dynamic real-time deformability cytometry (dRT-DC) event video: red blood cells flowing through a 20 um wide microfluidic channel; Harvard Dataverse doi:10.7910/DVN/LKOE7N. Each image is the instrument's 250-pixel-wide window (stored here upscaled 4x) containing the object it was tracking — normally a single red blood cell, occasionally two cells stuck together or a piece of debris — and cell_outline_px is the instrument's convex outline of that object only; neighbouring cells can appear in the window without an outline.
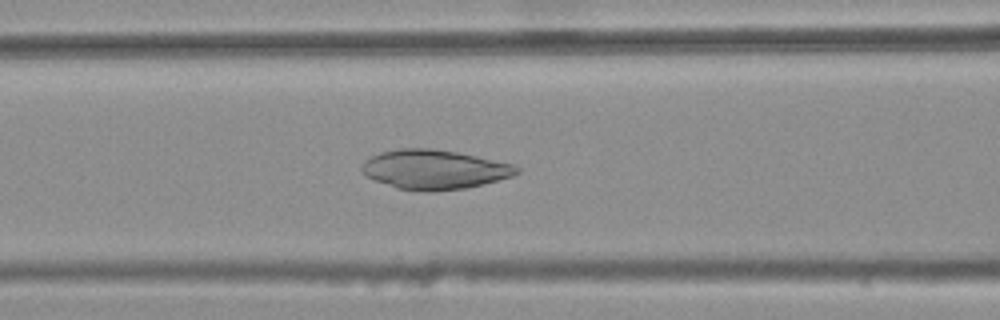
{"species": "common noctule bat (a hibernating species)", "species_latin": "Nyctalus noctula", "temperature_condition": "warm", "stored_images_in_passage": 33, "camera_frame_rate_fps": 3000, "um_per_image_px": 0.085, "animal": {"sex": "female", "body_mass_g": 25.1}, "frame": {"image": 1, "passage_image": 9, "time_ms": 2.667, "image_size_px": [1000, 320], "cell_outline_px": [[520, 172], [512, 176], [464, 188], [432, 192], [424, 192], [396, 188], [376, 180], [368, 176], [360, 168], [364, 160], [380, 152], [400, 148], [432, 148], [456, 152], [476, 156], [512, 164], [520, 168]], "centroid_in_image_um": [36.89, 14.4], "position_along_channel_um": 129.7, "area_um2": 35.32}}
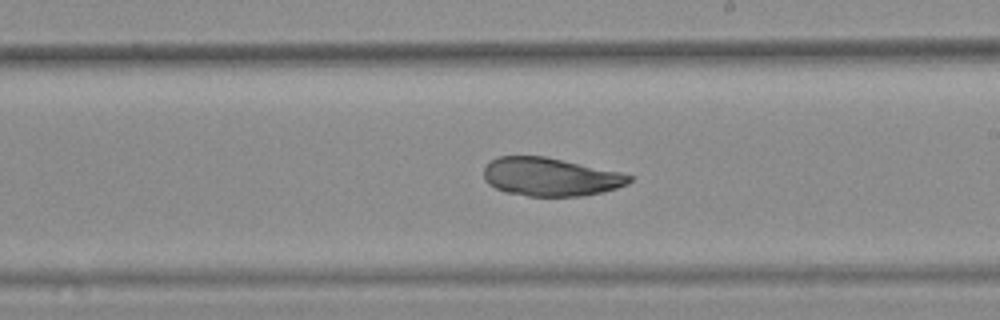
{"frame": {"image": 2, "passage_image": 18, "time_ms": 5.667, "image_size_px": [1000, 320], "cell_outline_px": [[632, 180], [628, 184], [604, 192], [584, 196], [528, 196], [504, 192], [488, 184], [484, 180], [484, 168], [492, 160], [500, 156], [544, 156], [620, 172], [632, 176]], "centroid_in_image_um": [46.78, 15.04], "position_along_channel_um": 242.2, "area_um2": 32.48}}
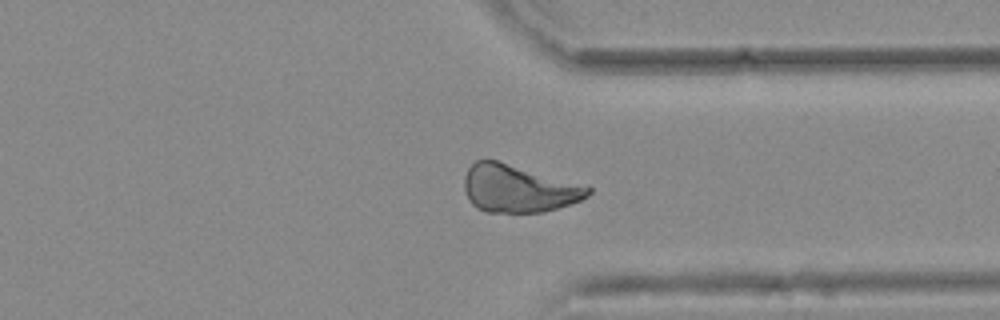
{"frame": {"image": 3, "passage_image": 28, "time_ms": 9.0, "image_size_px": [1000, 320], "cell_outline_px": [[592, 192], [588, 196], [572, 204], [544, 212], [484, 212], [476, 208], [468, 200], [464, 188], [464, 176], [468, 168], [476, 160], [496, 160], [592, 188]], "centroid_in_image_um": [44.02, 16.05], "position_along_channel_um": 367.4, "area_um2": 33.99}}